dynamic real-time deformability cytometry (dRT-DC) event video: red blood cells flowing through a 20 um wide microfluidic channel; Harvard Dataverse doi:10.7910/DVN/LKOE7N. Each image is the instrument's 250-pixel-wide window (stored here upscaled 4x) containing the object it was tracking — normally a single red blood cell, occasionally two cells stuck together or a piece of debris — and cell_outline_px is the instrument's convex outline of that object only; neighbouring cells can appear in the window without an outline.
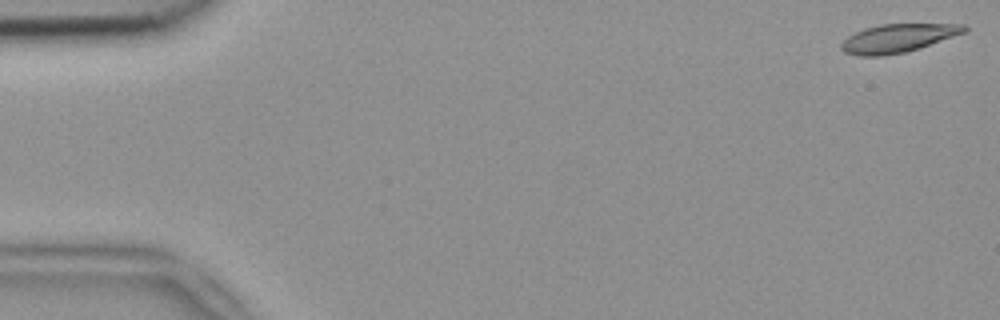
{"species": "common noctule bat (a hibernating species)", "species_latin": "Nyctalus noctula", "temperature_condition": "room temperature", "stored_images_in_passage": 5, "camera_frame_rate_fps": 3000, "um_per_image_px": 0.085, "animal": {"sex": "female", "body_mass_g": 18.4}, "frame": {"image": 1, "passage_image": 1, "time_ms": 0.0, "image_size_px": [1000, 320], "cell_outline_px": [[968, 28], [964, 32], [920, 48], [904, 52], [884, 56], [860, 56], [844, 52], [840, 48], [840, 44], [848, 36], [864, 28], [880, 24], [964, 24]], "centroid_in_image_um": [76.28, 3.25], "position_along_channel_um": 8.7, "area_um2": 20.23}}
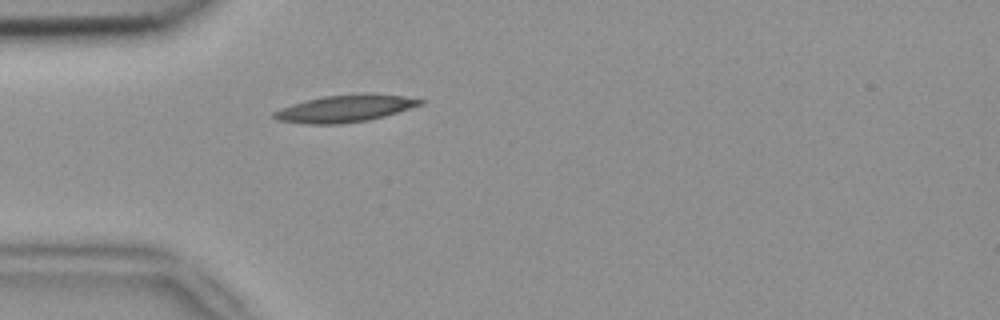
{"frame": {"image": 2, "passage_image": 5, "time_ms": 1.333, "image_size_px": [1000, 320], "cell_outline_px": [[424, 104], [384, 116], [368, 120], [340, 124], [308, 124], [276, 120], [272, 116], [272, 112], [280, 108], [292, 104], [324, 96], [404, 96], [424, 100]], "centroid_in_image_um": [29.25, 9.27], "position_along_channel_um": 55.8, "area_um2": 22.08}}